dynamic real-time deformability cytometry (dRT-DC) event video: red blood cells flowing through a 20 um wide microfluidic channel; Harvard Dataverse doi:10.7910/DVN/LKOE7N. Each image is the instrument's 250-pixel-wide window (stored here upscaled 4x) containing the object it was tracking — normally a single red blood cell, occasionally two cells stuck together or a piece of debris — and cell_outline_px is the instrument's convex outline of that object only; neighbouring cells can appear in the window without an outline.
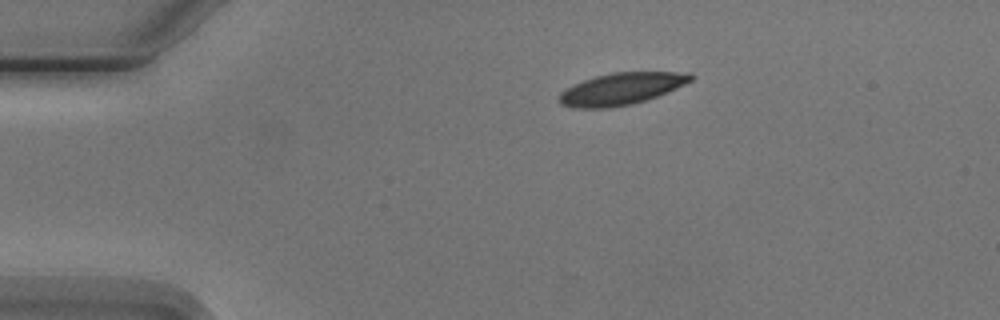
{"species": "Egyptian fruit bat (a non-hibernating species)", "species_latin": "Rousettus aegyptiacus", "temperature_condition": "cold", "stored_images_in_passage": 6, "camera_frame_rate_fps": 3000, "um_per_image_px": 0.085, "animal": {"sex": "male"}, "frame": {"image": 1, "passage_image": 1, "time_ms": 0.0, "image_size_px": [1000, 320], "cell_outline_px": [[696, 76], [692, 80], [676, 88], [656, 96], [632, 104], [608, 108], [572, 108], [560, 104], [556, 100], [560, 92], [584, 80], [596, 76], [612, 72], [692, 72]], "centroid_in_image_um": [52.8, 7.55], "position_along_channel_um": 32.2, "area_um2": 24.45}}
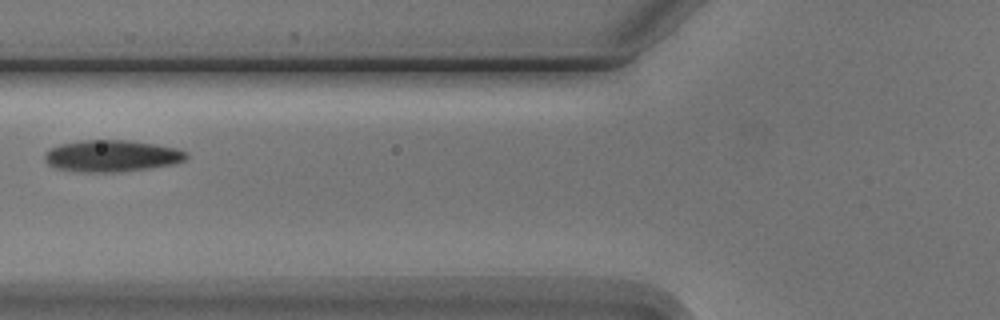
{"frame": {"image": 2, "passage_image": 4, "time_ms": 3.667, "image_size_px": [1000, 320], "cell_outline_px": [[188, 156], [184, 160], [172, 164], [148, 168], [120, 172], [76, 172], [56, 168], [48, 164], [44, 160], [44, 156], [52, 148], [60, 144], [80, 140], [128, 140], [156, 144], [180, 148], [188, 152]], "centroid_in_image_um": [9.52, 13.25], "position_along_channel_um": 116.3, "area_um2": 26.3}}
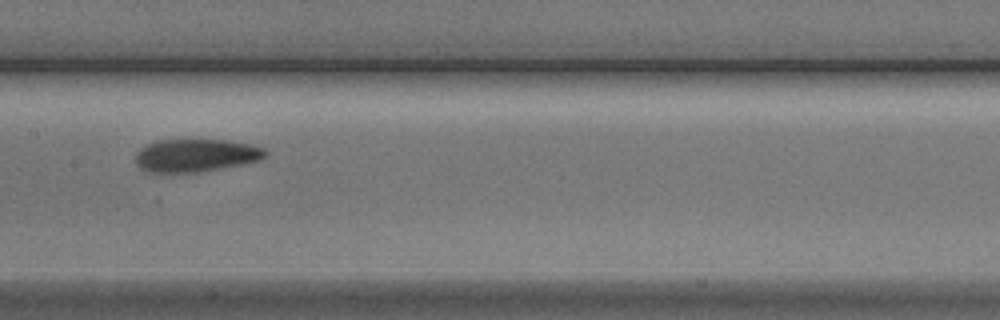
{"frame": {"image": 3, "passage_image": 6, "time_ms": 5.667, "image_size_px": [1000, 320], "cell_outline_px": [[268, 156], [260, 160], [240, 164], [196, 172], [148, 172], [140, 168], [136, 164], [136, 152], [140, 148], [156, 140], [228, 140], [252, 144], [264, 148], [268, 152]], "centroid_in_image_um": [16.66, 13.19], "position_along_channel_um": 190.7, "area_um2": 24.8}}